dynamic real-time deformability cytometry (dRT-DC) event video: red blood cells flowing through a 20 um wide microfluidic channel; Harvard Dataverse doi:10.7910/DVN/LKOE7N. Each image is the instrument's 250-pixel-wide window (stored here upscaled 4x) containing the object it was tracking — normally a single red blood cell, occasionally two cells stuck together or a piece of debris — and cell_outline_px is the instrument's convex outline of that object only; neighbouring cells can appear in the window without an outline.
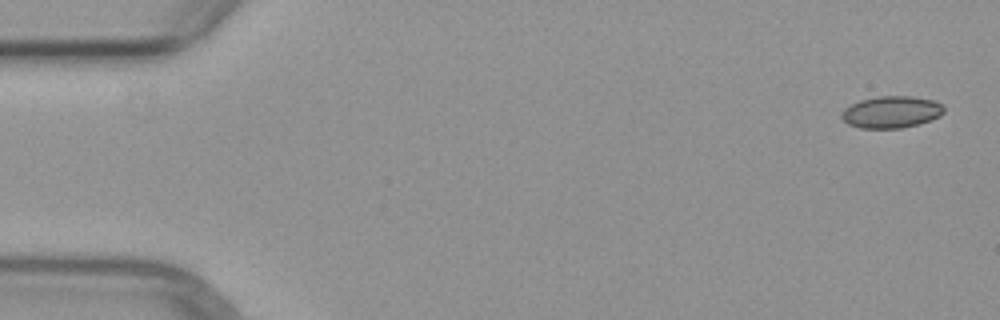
{"species": "common noctule bat (a hibernating species)", "species_latin": "Nyctalus noctula", "temperature_condition": "warm", "stored_images_in_passage": 2, "camera_frame_rate_fps": 3000, "um_per_image_px": 0.085, "animal": {"sex": "female", "body_mass_g": 29.2, "forearm_length_mm": 56.3}, "frame": {"image": 1, "passage_image": 2, "time_ms": 1.0, "image_size_px": [1000, 320], "cell_outline_px": [[944, 112], [940, 116], [916, 124], [900, 128], [860, 128], [848, 124], [840, 116], [844, 108], [860, 100], [880, 96], [912, 96], [932, 100], [944, 104]], "centroid_in_image_um": [75.76, 9.51], "position_along_channel_um": 9.2, "area_um2": 18.9}}